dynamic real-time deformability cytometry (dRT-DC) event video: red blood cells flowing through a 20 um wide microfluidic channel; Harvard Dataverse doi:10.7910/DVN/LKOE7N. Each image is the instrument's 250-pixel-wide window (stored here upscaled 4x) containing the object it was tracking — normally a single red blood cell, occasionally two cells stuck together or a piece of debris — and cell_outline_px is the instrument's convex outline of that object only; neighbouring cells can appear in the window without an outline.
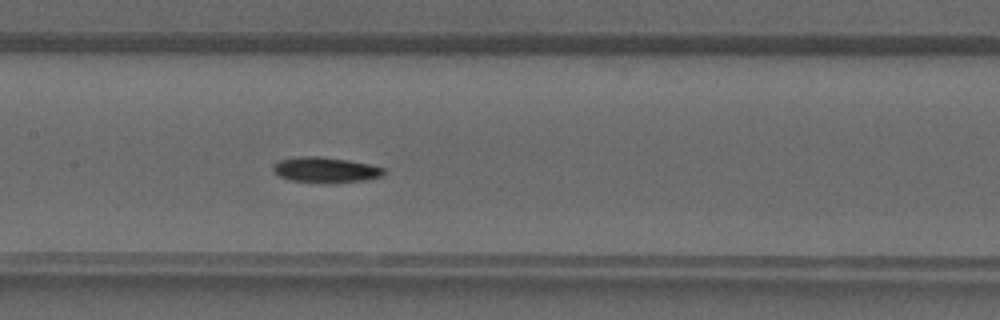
{"species": "common noctule bat (a hibernating species)", "species_latin": "Nyctalus noctula", "temperature_condition": "warm", "stored_images_in_passage": 27, "camera_frame_rate_fps": 3000, "um_per_image_px": 0.085, "animal": {"sex": "male", "forearm_length_mm": 52.5}, "frame": {"image": 1, "passage_image": 9, "time_ms": 2.667, "image_size_px": [1000, 320], "cell_outline_px": [[384, 176], [364, 180], [320, 184], [292, 180], [280, 176], [272, 168], [272, 164], [280, 160], [300, 156], [320, 156], [348, 160], [368, 164], [384, 168]], "centroid_in_image_um": [27.66, 14.44], "position_along_channel_um": 179.7, "area_um2": 16.47}}
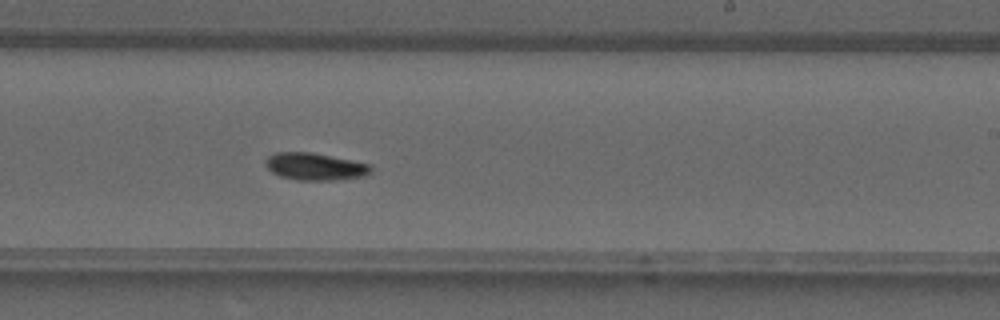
{"frame": {"image": 2, "passage_image": 14, "time_ms": 4.333, "image_size_px": [1000, 320], "cell_outline_px": [[372, 172], [364, 176], [336, 180], [296, 180], [280, 176], [272, 172], [264, 164], [264, 160], [268, 156], [276, 152], [312, 152], [368, 164], [372, 168]], "centroid_in_image_um": [26.74, 14.16], "position_along_channel_um": 262.3, "area_um2": 16.7}}
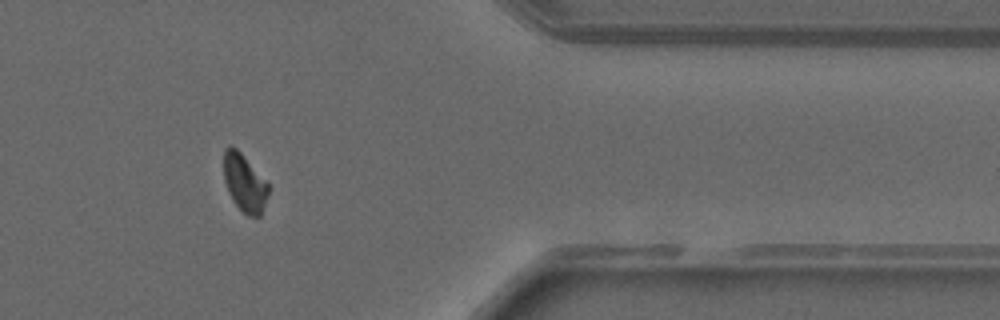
{"frame": {"image": 3, "passage_image": 23, "time_ms": 7.333, "image_size_px": [1000, 320], "cell_outline_px": [[268, 196], [260, 216], [248, 216], [236, 204], [228, 192], [224, 180], [224, 148], [236, 148], [240, 152], [268, 184]], "centroid_in_image_um": [20.78, 15.57], "position_along_channel_um": 390.6, "area_um2": 14.51}}